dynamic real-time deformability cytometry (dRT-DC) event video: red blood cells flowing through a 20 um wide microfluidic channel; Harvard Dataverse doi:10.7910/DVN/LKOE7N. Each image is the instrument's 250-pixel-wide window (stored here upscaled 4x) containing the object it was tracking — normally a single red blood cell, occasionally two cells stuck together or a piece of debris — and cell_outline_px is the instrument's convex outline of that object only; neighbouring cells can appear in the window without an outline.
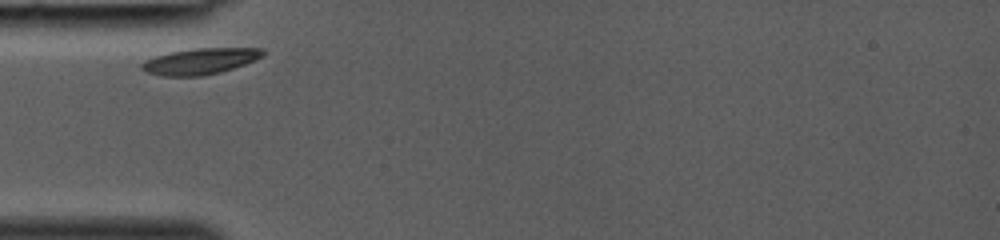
{"species": "common noctule bat (a hibernating species)", "species_latin": "Nyctalus noctula", "temperature_condition": "room temperature", "stored_images_in_passage": 23, "camera_frame_rate_fps": 3000, "um_per_image_px": 0.085, "animal": {"sex": "female", "body_mass_g": 19.0, "forearm_length_mm": 53.3}, "frame": {"image": 1, "passage_image": 1, "time_ms": 0.0, "image_size_px": [1000, 240], "cell_outline_px": [[264, 56], [244, 64], [220, 72], [200, 76], [160, 76], [148, 72], [140, 68], [140, 64], [144, 60], [168, 52], [196, 48], [264, 48]], "centroid_in_image_um": [16.99, 5.2], "position_along_channel_um": 68.0, "area_um2": 18.38}}
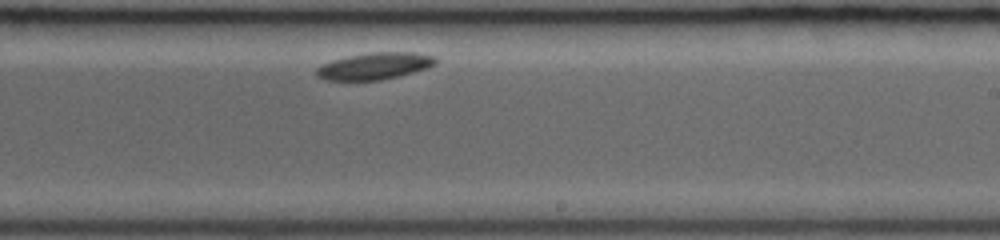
{"frame": {"image": 2, "passage_image": 14, "time_ms": 4.333, "image_size_px": [1000, 240], "cell_outline_px": [[436, 64], [428, 68], [380, 80], [328, 80], [316, 76], [316, 68], [320, 64], [332, 60], [348, 56], [372, 52], [416, 52], [436, 56]], "centroid_in_image_um": [31.84, 5.6], "position_along_channel_um": 257.2, "area_um2": 18.61}}
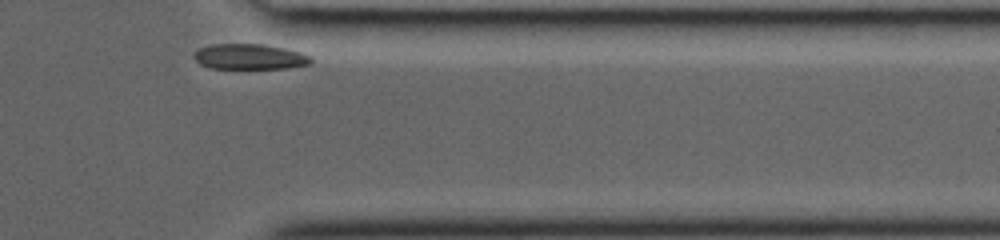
{"frame": {"image": 3, "passage_image": 23, "time_ms": 7.333, "image_size_px": [1000, 240], "cell_outline_px": [[312, 64], [288, 68], [212, 68], [200, 64], [196, 60], [196, 52], [200, 48], [212, 44], [264, 44], [284, 48], [300, 52], [312, 56]], "centroid_in_image_um": [21.3, 4.82], "position_along_channel_um": 390.1, "area_um2": 17.22}}